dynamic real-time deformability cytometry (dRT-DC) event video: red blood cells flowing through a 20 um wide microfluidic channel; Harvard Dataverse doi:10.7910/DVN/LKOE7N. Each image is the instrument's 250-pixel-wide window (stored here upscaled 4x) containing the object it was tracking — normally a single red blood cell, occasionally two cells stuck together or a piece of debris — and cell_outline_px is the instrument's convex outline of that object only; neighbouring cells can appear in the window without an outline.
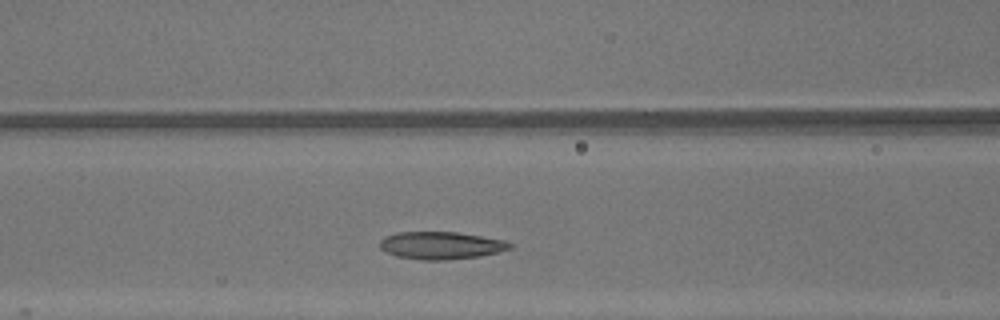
{"species": "common noctule bat (a hibernating species)", "species_latin": "Nyctalus noctula", "temperature_condition": "warm", "stored_images_in_passage": 23, "camera_frame_rate_fps": 3000, "um_per_image_px": 0.085, "animal": {"sex": "male", "body_mass_g": 13.3}, "frame": {"image": 1, "passage_image": 10, "time_ms": 3.0, "image_size_px": [1000, 320], "cell_outline_px": [[512, 248], [500, 252], [480, 256], [448, 260], [424, 260], [396, 256], [380, 248], [380, 240], [388, 236], [400, 232], [456, 232], [504, 240], [512, 244]], "centroid_in_image_um": [37.52, 20.87], "position_along_channel_um": 129.1, "area_um2": 20.69}}
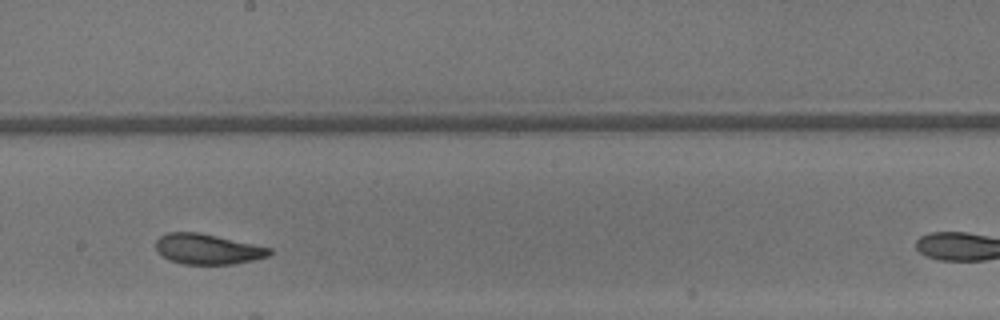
{"frame": {"image": 2, "passage_image": 17, "time_ms": 5.333, "image_size_px": [1000, 320], "cell_outline_px": [[272, 252], [268, 256], [252, 260], [232, 264], [180, 264], [168, 260], [156, 252], [156, 240], [160, 236], [168, 232], [200, 232], [272, 248]], "centroid_in_image_um": [17.6, 21.17], "position_along_channel_um": 230.6, "area_um2": 20.23}}
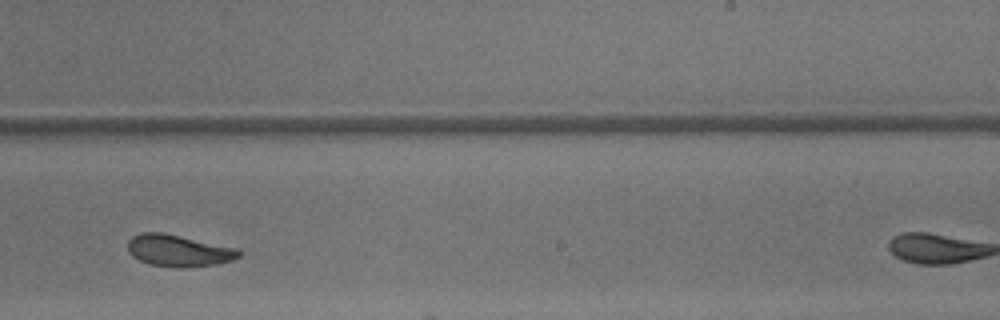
{"frame": {"image": 3, "passage_image": 20, "time_ms": 6.333, "image_size_px": [1000, 320], "cell_outline_px": [[240, 256], [232, 260], [216, 264], [180, 268], [176, 268], [148, 264], [132, 256], [128, 252], [128, 240], [132, 236], [140, 232], [164, 232], [236, 248], [240, 252]], "centroid_in_image_um": [15.13, 21.3], "position_along_channel_um": 273.9, "area_um2": 20.63}}